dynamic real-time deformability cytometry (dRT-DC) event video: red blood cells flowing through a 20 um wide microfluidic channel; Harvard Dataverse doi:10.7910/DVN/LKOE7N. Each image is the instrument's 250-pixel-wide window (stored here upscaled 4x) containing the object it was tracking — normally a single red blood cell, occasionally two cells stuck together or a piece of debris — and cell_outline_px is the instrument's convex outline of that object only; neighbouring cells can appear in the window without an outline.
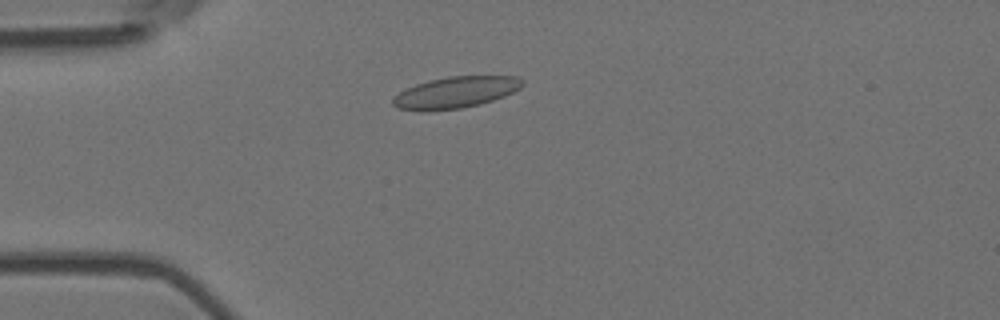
{"species": "Egyptian fruit bat (a non-hibernating species)", "species_latin": "Rousettus aegyptiacus", "temperature_condition": "room temperature", "stored_images_in_passage": 32, "camera_frame_rate_fps": 3000, "um_per_image_px": 0.085, "animal": {"sex": "female"}, "frame": {"image": 1, "passage_image": 12, "time_ms": 3.667, "image_size_px": [1000, 320], "cell_outline_px": [[524, 84], [520, 88], [504, 96], [480, 104], [460, 108], [428, 112], [420, 112], [396, 108], [392, 104], [392, 100], [400, 92], [416, 84], [428, 80], [448, 76], [516, 76], [524, 80]], "centroid_in_image_um": [38.7, 7.86], "position_along_channel_um": 46.3, "area_um2": 23.87}}
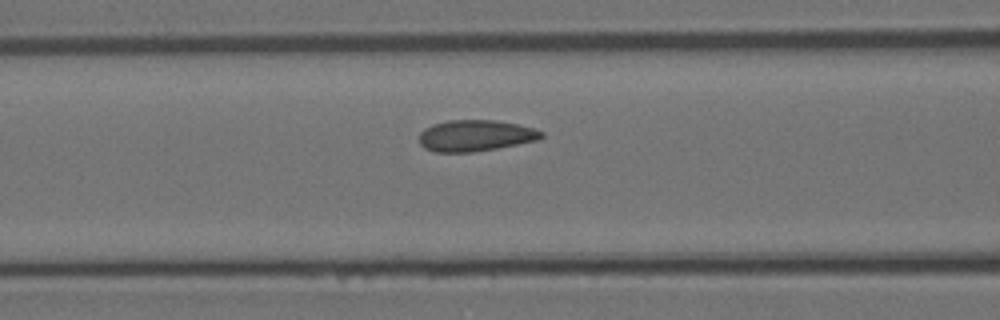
{"frame": {"image": 2, "passage_image": 20, "time_ms": 6.333, "image_size_px": [1000, 320], "cell_outline_px": [[544, 136], [536, 140], [496, 148], [472, 152], [436, 152], [424, 148], [420, 144], [420, 132], [424, 128], [432, 124], [448, 120], [496, 120], [516, 124], [532, 128], [544, 132]], "centroid_in_image_um": [40.37, 11.52], "position_along_channel_um": 126.2, "area_um2": 22.14}}
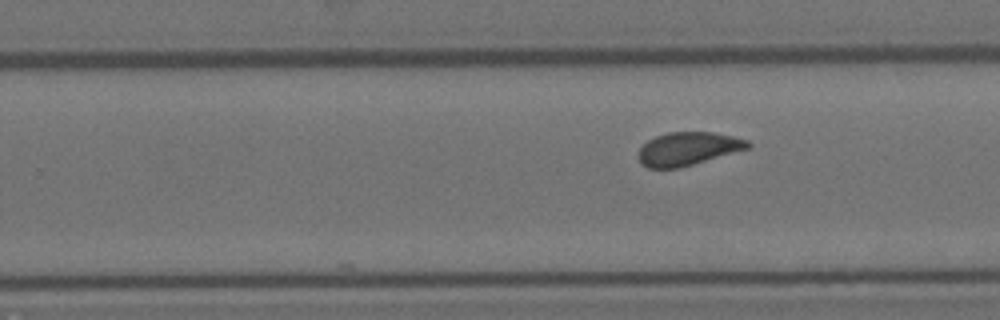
{"frame": {"image": 3, "passage_image": 32, "time_ms": 10.333, "image_size_px": [1000, 320], "cell_outline_px": [[752, 144], [748, 148], [692, 164], [676, 168], [648, 168], [640, 164], [636, 156], [640, 148], [648, 140], [656, 136], [668, 132], [712, 132], [732, 136], [748, 140]], "centroid_in_image_um": [58.42, 12.64], "position_along_channel_um": 271.4, "area_um2": 21.04}}